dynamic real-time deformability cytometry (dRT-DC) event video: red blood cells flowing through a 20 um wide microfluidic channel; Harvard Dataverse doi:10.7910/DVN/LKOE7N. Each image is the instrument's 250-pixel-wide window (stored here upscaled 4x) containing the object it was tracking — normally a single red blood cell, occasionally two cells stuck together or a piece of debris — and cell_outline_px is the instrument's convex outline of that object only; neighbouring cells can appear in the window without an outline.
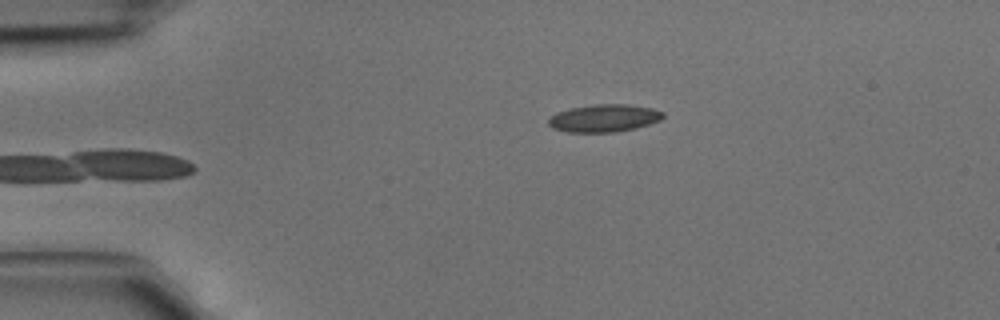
{"species": "common noctule bat (a hibernating species)", "species_latin": "Nyctalus noctula", "temperature_condition": "cold", "stored_images_in_passage": 3, "camera_frame_rate_fps": 3000, "um_per_image_px": 0.085, "animal": {"sex": "male", "body_mass_g": 15.6}, "frame": {"image": 1, "passage_image": 3, "time_ms": 0.667, "image_size_px": [1000, 320], "cell_outline_px": [[664, 116], [660, 120], [636, 128], [616, 132], [568, 132], [552, 128], [548, 124], [548, 120], [556, 112], [572, 108], [596, 104], [628, 104], [652, 108], [664, 112]], "centroid_in_image_um": [51.35, 10.04], "position_along_channel_um": 33.6, "area_um2": 18.38}}